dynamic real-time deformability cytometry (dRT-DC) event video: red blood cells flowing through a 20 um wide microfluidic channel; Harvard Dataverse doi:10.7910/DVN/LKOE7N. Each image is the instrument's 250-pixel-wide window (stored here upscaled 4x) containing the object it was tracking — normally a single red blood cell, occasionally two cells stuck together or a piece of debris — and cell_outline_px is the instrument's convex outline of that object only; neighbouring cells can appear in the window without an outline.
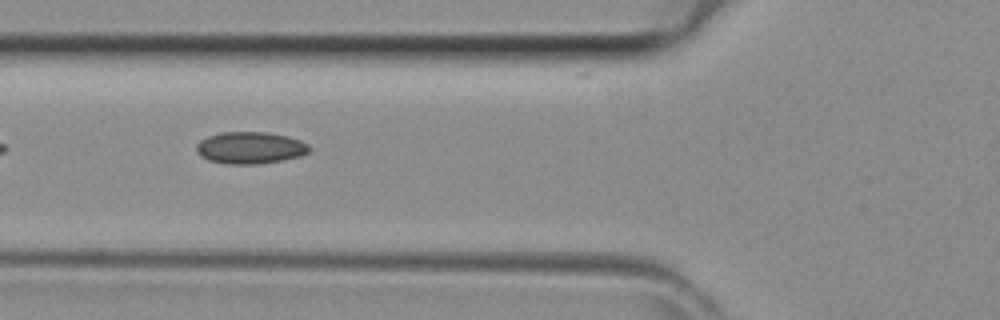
{"species": "common noctule bat (a hibernating species)", "species_latin": "Nyctalus noctula", "temperature_condition": "room temperature", "stored_images_in_passage": 23, "camera_frame_rate_fps": 3000, "um_per_image_px": 0.085, "animal": {"sex": "female", "body_mass_g": 29.2, "forearm_length_mm": 56.3}, "frame": {"image": 1, "passage_image": 2, "time_ms": 0.333, "image_size_px": [1000, 320], "cell_outline_px": [[312, 148], [308, 152], [300, 156], [280, 160], [256, 164], [228, 164], [208, 160], [200, 156], [196, 152], [196, 144], [200, 140], [208, 136], [220, 132], [264, 132], [284, 136], [300, 140], [308, 144]], "centroid_in_image_um": [21.23, 12.56], "position_along_channel_um": 104.6, "area_um2": 20.92}}
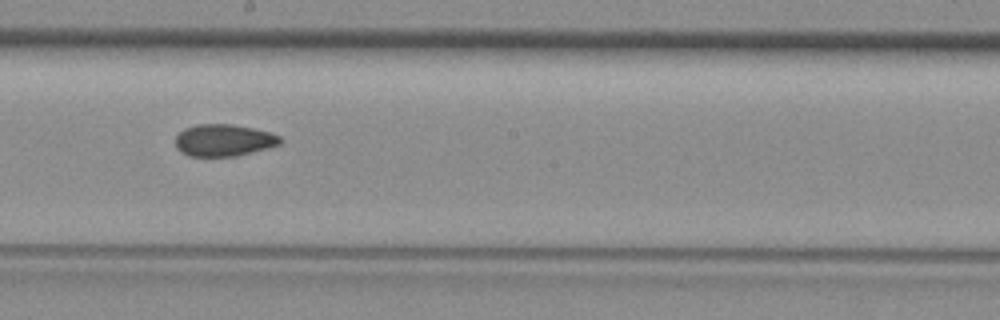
{"frame": {"image": 2, "passage_image": 10, "time_ms": 3.0, "image_size_px": [1000, 320], "cell_outline_px": [[284, 140], [280, 144], [268, 148], [236, 156], [188, 156], [180, 152], [176, 148], [176, 136], [184, 128], [196, 124], [232, 124], [272, 132], [280, 136]], "centroid_in_image_um": [19.03, 11.92], "position_along_channel_um": 229.2, "area_um2": 19.71}}
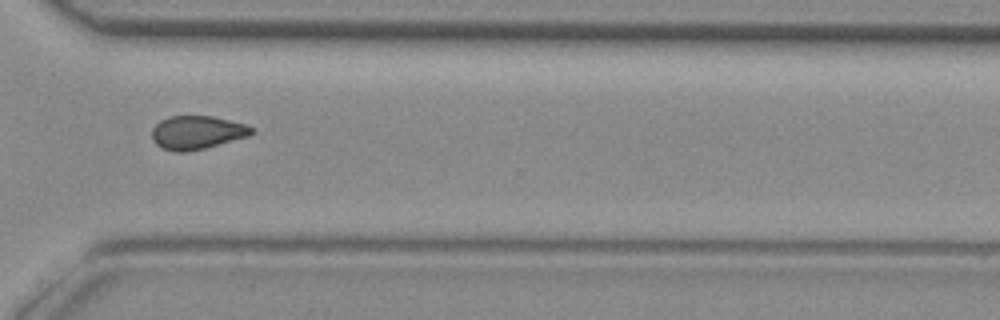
{"frame": {"image": 3, "passage_image": 18, "time_ms": 5.667, "image_size_px": [1000, 320], "cell_outline_px": [[256, 132], [248, 136], [204, 148], [188, 152], [176, 152], [160, 148], [152, 140], [152, 128], [160, 120], [168, 116], [212, 116], [248, 124]], "centroid_in_image_um": [16.73, 11.26], "position_along_channel_um": 353.9, "area_um2": 19.59}}